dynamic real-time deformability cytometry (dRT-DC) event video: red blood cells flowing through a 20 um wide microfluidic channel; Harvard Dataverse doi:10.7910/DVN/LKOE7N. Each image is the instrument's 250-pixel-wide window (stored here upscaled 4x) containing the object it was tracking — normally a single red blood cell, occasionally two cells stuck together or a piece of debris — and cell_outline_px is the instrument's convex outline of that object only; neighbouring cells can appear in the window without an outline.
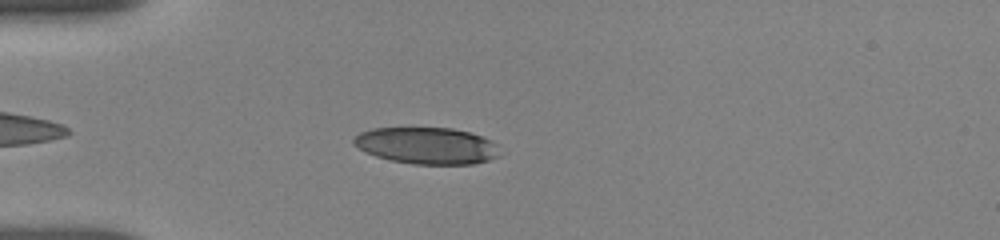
{"species": "human", "species_latin": "Homo sapiens", "temperature_condition": "room temperature", "stored_images_in_passage": 4, "camera_frame_rate_fps": 3000, "um_per_image_px": 0.085, "donor": {"sex": "female"}, "frame": {"image": 1, "passage_image": 2, "time_ms": 0.667, "image_size_px": [1000, 240], "cell_outline_px": [[500, 156], [488, 160], [472, 164], [412, 164], [392, 160], [376, 156], [352, 144], [352, 140], [360, 132], [372, 128], [452, 128], [468, 132], [492, 140], [496, 144]], "centroid_in_image_um": [36.28, 12.38], "position_along_channel_um": 48.7, "area_um2": 31.04}}
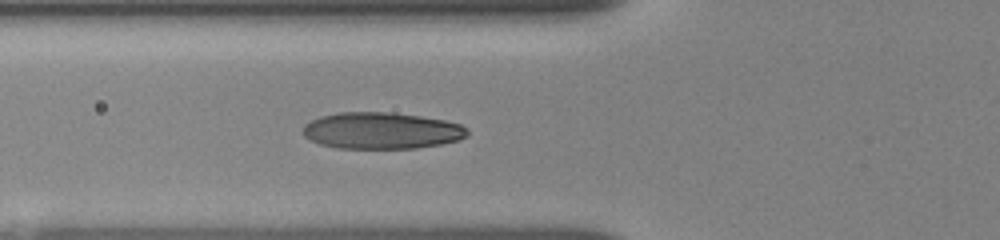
{"frame": {"image": 2, "passage_image": 4, "time_ms": 2.333, "image_size_px": [1000, 240], "cell_outline_px": [[468, 136], [460, 140], [440, 144], [416, 148], [336, 148], [320, 144], [304, 136], [304, 124], [320, 116], [340, 112], [392, 112], [420, 116], [444, 120], [460, 124], [468, 128]], "centroid_in_image_um": [32.45, 11.1], "position_along_channel_um": 93.3, "area_um2": 35.08}}